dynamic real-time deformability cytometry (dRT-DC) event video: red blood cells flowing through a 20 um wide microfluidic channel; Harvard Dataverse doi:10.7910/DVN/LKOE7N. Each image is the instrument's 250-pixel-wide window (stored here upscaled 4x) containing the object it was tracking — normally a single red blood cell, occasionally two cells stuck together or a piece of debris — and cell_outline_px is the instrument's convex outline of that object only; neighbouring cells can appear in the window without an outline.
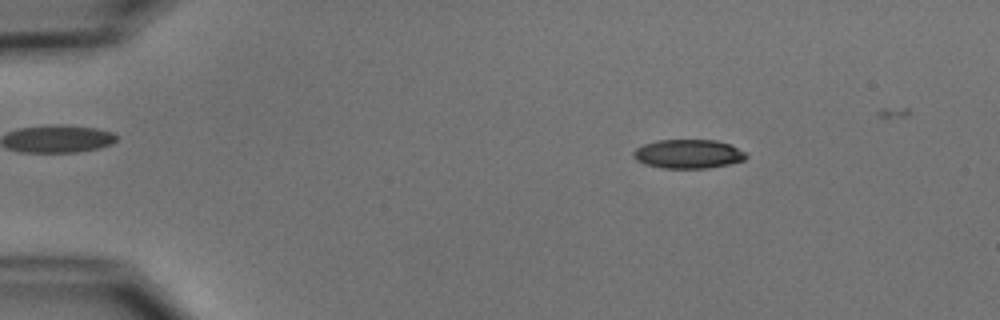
{"species": "common noctule bat (a hibernating species)", "species_latin": "Nyctalus noctula", "temperature_condition": "cold", "stored_images_in_passage": 49, "camera_frame_rate_fps": 3000, "um_per_image_px": 0.085, "animal": {"sex": "male", "body_mass_g": 15.6}, "frame": {"image": 1, "passage_image": 9, "time_ms": 2.667, "image_size_px": [1000, 320], "cell_outline_px": [[748, 156], [744, 160], [728, 164], [708, 168], [660, 168], [644, 164], [636, 160], [632, 156], [632, 152], [636, 148], [644, 144], [656, 140], [716, 140], [732, 144], [748, 152]], "centroid_in_image_um": [58.52, 13.08], "position_along_channel_um": 26.5, "area_um2": 19.36}}
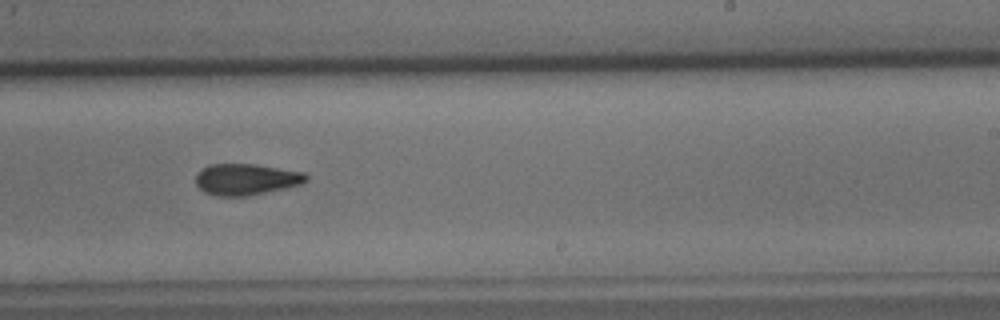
{"frame": {"image": 2, "passage_image": 34, "time_ms": 11.0, "image_size_px": [1000, 320], "cell_outline_px": [[308, 180], [300, 184], [284, 188], [248, 196], [216, 196], [204, 192], [196, 184], [196, 172], [200, 168], [208, 164], [256, 164], [304, 172], [308, 176]], "centroid_in_image_um": [20.88, 15.23], "position_along_channel_um": 268.1, "area_um2": 20.29}}
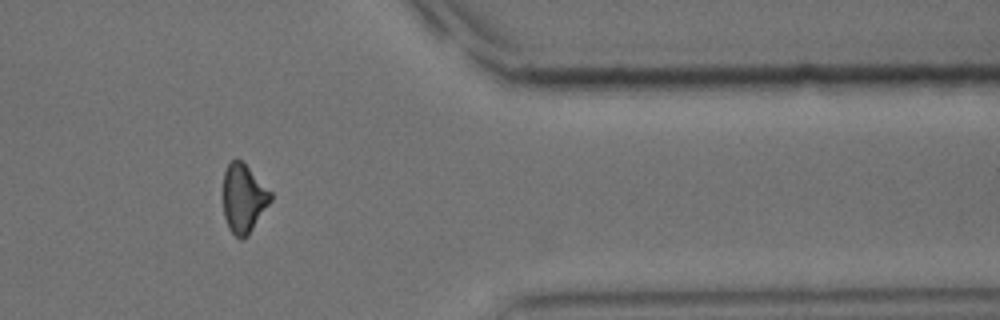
{"frame": {"image": 3, "passage_image": 45, "time_ms": 14.667, "image_size_px": [1000, 320], "cell_outline_px": [[272, 200], [248, 236], [240, 240], [228, 228], [224, 216], [224, 172], [228, 164], [232, 160], [240, 160], [272, 192]], "centroid_in_image_um": [20.71, 16.9], "position_along_channel_um": 390.7, "area_um2": 18.79}}